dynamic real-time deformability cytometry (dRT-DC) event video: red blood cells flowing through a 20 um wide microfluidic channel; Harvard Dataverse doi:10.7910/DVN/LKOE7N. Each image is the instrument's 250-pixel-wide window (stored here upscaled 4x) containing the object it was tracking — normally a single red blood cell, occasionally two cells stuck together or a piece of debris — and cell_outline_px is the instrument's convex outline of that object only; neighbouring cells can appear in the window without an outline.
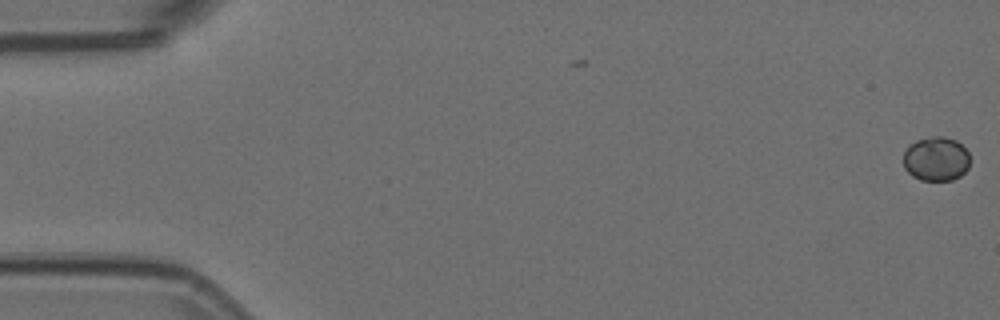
{"species": "Egyptian fruit bat (a non-hibernating species)", "species_latin": "Rousettus aegyptiacus", "temperature_condition": "room temperature", "stored_images_in_passage": 10, "camera_frame_rate_fps": 3000, "um_per_image_px": 0.085, "animal": {"sex": "female"}, "frame": {"image": 1, "passage_image": 1, "time_ms": 0.0, "image_size_px": [1000, 320], "cell_outline_px": [[968, 168], [960, 176], [952, 180], [920, 180], [912, 176], [904, 168], [904, 152], [908, 144], [916, 140], [932, 136], [944, 136], [956, 140], [968, 152]], "centroid_in_image_um": [79.54, 13.5], "position_along_channel_um": 5.5, "area_um2": 17.22}}